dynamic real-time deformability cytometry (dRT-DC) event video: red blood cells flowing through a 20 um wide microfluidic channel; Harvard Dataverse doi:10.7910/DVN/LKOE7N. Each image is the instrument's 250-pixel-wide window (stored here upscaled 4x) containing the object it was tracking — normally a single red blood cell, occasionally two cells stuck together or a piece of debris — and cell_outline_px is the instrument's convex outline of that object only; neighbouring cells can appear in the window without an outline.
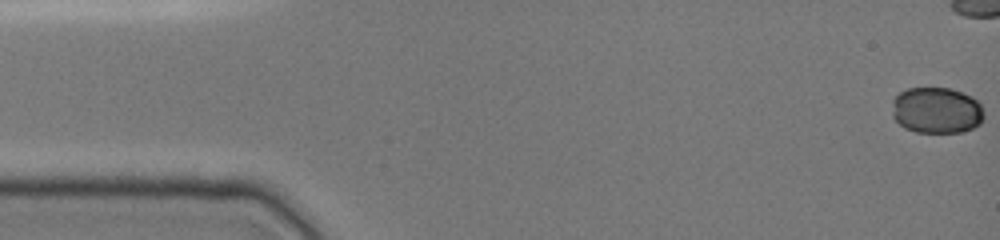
{"species": "common noctule bat (a hibernating species)", "species_latin": "Nyctalus noctula", "temperature_condition": "cold", "stored_images_in_passage": 39, "camera_frame_rate_fps": 3000, "um_per_image_px": 0.085, "animal": {"sex": "female", "body_mass_g": 19.0, "forearm_length_mm": 51.5}, "frame": {"image": 1, "passage_image": 1, "time_ms": 0.0, "image_size_px": [1000, 240], "cell_outline_px": [[984, 116], [980, 124], [972, 128], [960, 132], [916, 132], [904, 128], [892, 116], [892, 100], [900, 92], [908, 88], [948, 88], [972, 96], [980, 104], [984, 112]], "centroid_in_image_um": [79.6, 9.38], "position_along_channel_um": 5.4, "area_um2": 24.8}}
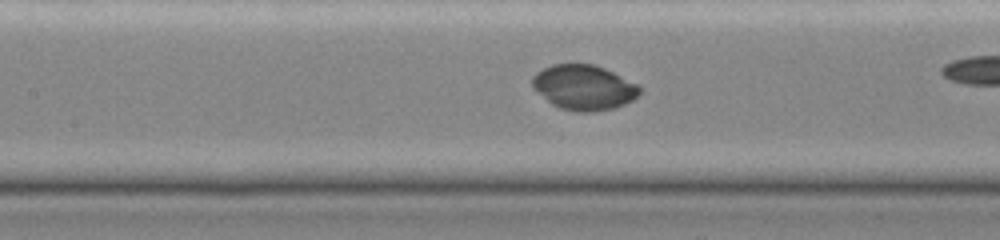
{"frame": {"image": 2, "passage_image": 22, "time_ms": 7.0, "image_size_px": [1000, 240], "cell_outline_px": [[640, 92], [632, 100], [616, 108], [592, 112], [576, 112], [560, 108], [552, 104], [532, 88], [532, 76], [536, 72], [552, 64], [596, 64], [640, 84]], "centroid_in_image_um": [49.63, 7.43], "position_along_channel_um": 157.8, "area_um2": 28.44}}
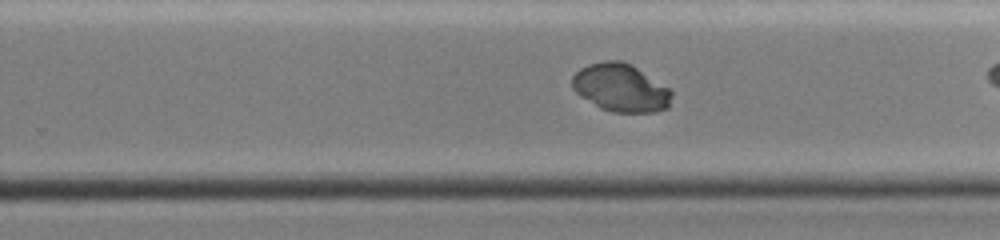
{"frame": {"image": 3, "passage_image": 31, "time_ms": 10.0, "image_size_px": [1000, 240], "cell_outline_px": [[672, 96], [668, 108], [656, 112], [612, 112], [600, 108], [580, 96], [572, 88], [572, 76], [580, 68], [588, 64], [604, 60], [620, 60], [632, 64], [668, 88], [672, 92]], "centroid_in_image_um": [52.74, 7.46], "position_along_channel_um": 277.1, "area_um2": 27.86}}